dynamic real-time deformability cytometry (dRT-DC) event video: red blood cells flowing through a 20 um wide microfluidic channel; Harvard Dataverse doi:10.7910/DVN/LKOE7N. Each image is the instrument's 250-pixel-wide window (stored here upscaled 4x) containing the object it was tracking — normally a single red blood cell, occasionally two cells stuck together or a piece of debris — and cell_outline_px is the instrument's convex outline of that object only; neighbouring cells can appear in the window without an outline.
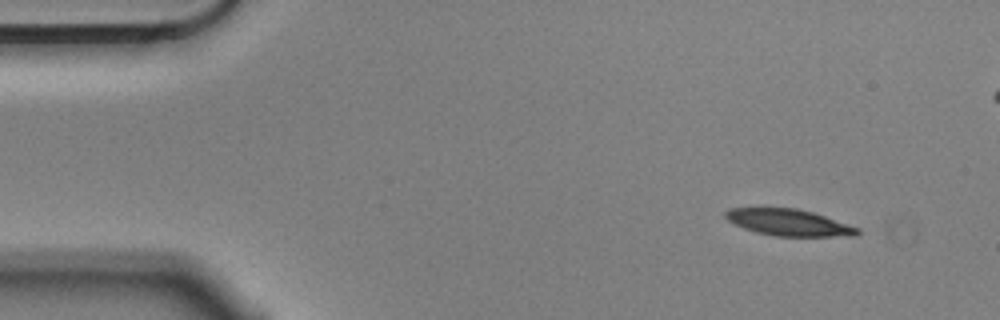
{"species": "Egyptian fruit bat (a non-hibernating species)", "species_latin": "Rousettus aegyptiacus", "temperature_condition": "cold", "stored_images_in_passage": 4, "camera_frame_rate_fps": 3000, "um_per_image_px": 0.085, "animal": {"sex": "male"}, "frame": {"image": 1, "passage_image": 1, "time_ms": 0.0, "image_size_px": [1000, 320], "cell_outline_px": [[860, 232], [856, 236], [772, 236], [756, 232], [744, 228], [728, 220], [724, 216], [724, 212], [728, 208], [756, 204], [796, 208], [812, 212], [860, 228]], "centroid_in_image_um": [66.93, 18.85], "position_along_channel_um": 18.1, "area_um2": 21.33}}